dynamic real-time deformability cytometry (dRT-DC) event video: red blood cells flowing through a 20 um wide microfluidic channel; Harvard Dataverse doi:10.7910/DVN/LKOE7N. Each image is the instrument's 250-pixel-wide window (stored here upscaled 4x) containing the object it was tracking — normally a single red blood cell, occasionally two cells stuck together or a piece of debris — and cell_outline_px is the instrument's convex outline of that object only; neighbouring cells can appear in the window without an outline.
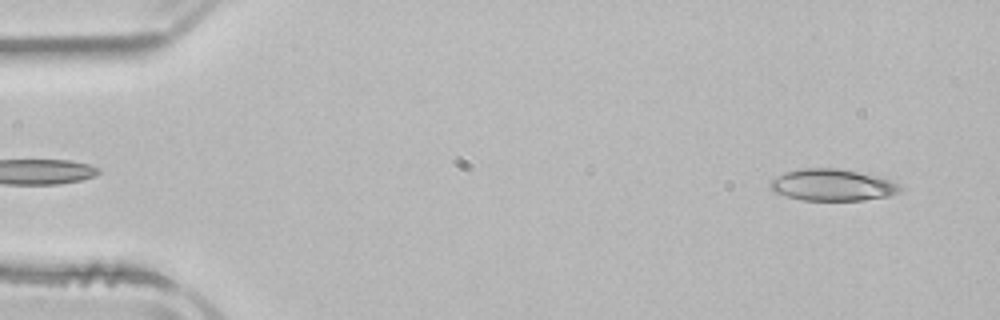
{"species": "common noctule bat (a hibernating species)", "species_latin": "Nyctalus noctula", "temperature_condition": "room temperature", "stored_images_in_passage": 5, "segment_of_instrument_passage": [2, 2], "camera_frame_rate_fps": 3000, "um_per_image_px": 0.085, "animal": {"sex": "male", "body_mass_g": 21.5, "forearm_length_mm": 52.0}, "frame": {"image": 1, "passage_image": 5, "time_ms": 5.667, "image_size_px": [1000, 320], "cell_outline_px": [[904, 188], [900, 192], [888, 196], [864, 200], [800, 200], [772, 192], [768, 184], [776, 176], [784, 172], [804, 168], [836, 168], [880, 176]], "centroid_in_image_um": [70.72, 15.73], "position_along_channel_um": 14.3, "area_um2": 24.1}}